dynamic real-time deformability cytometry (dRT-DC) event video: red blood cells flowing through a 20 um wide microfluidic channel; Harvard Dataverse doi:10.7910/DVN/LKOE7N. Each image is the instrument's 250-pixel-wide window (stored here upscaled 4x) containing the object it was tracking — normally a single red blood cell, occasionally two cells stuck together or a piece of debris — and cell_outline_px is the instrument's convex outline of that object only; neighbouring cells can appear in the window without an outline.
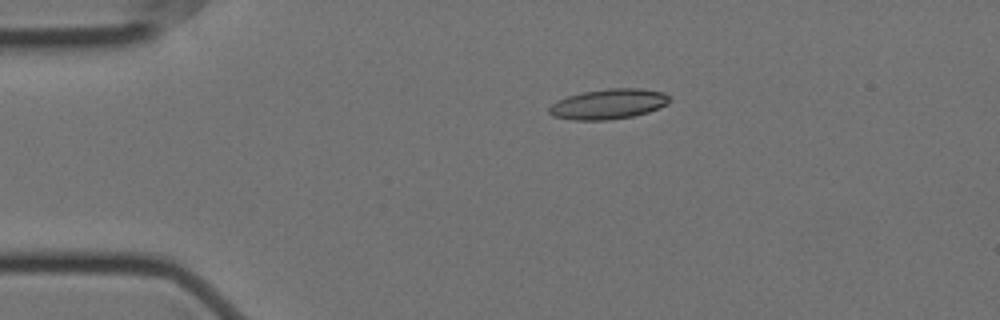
{"species": "Egyptian fruit bat (a non-hibernating species)", "species_latin": "Rousettus aegyptiacus", "temperature_condition": "cold", "stored_images_in_passage": 4, "camera_frame_rate_fps": 3000, "um_per_image_px": 0.085, "animal": {"sex": "female"}, "frame": {"image": 1, "passage_image": 3, "time_ms": 0.667, "image_size_px": [1000, 320], "cell_outline_px": [[672, 100], [668, 104], [660, 108], [648, 112], [632, 116], [608, 120], [572, 120], [552, 116], [548, 112], [548, 108], [556, 100], [568, 96], [584, 92], [608, 88], [640, 88], [664, 92], [672, 96]], "centroid_in_image_um": [51.75, 8.84], "position_along_channel_um": 33.2, "area_um2": 21.44}}